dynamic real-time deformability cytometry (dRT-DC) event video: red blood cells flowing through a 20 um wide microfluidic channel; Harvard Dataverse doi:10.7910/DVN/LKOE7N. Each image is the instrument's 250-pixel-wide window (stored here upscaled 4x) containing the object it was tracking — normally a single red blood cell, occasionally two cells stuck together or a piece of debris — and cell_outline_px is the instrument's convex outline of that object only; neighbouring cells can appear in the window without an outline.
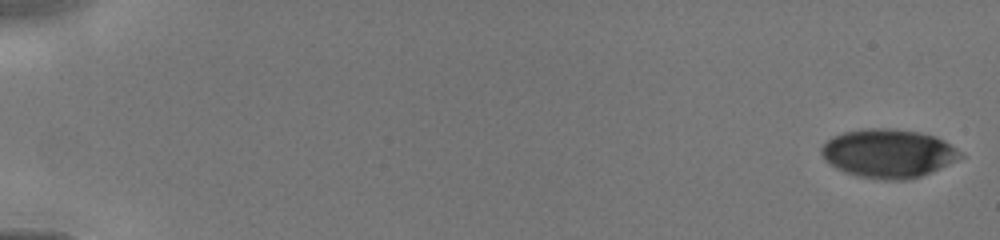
{"species": "human", "species_latin": "Homo sapiens", "temperature_condition": "cold", "stored_images_in_passage": 27, "camera_frame_rate_fps": 3000, "um_per_image_px": 0.085, "donor": {"sex": "male"}, "frame": {"image": 1, "passage_image": 1, "time_ms": 0.0, "image_size_px": [1000, 240], "cell_outline_px": [[964, 156], [932, 172], [920, 176], [904, 180], [884, 180], [856, 176], [844, 172], [836, 168], [820, 152], [820, 148], [832, 136], [844, 132], [864, 128], [888, 128], [920, 132], [936, 136], [944, 140], [964, 152]], "centroid_in_image_um": [75.54, 13.03], "position_along_channel_um": 9.5, "area_um2": 39.48}}
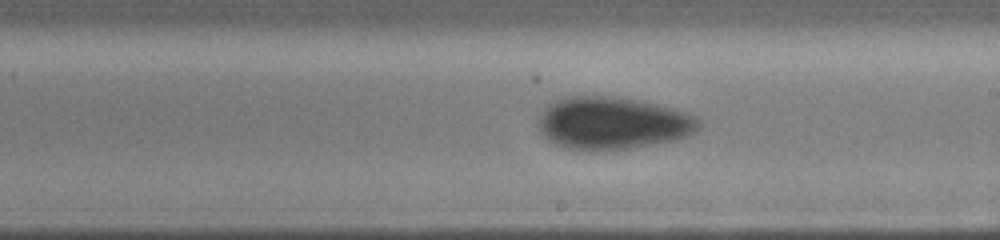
{"frame": {"image": 2, "passage_image": 14, "time_ms": 9.0, "image_size_px": [1000, 240], "cell_outline_px": [[700, 128], [688, 136], [672, 140], [628, 148], [564, 148], [548, 140], [540, 132], [536, 124], [544, 108], [548, 104], [556, 100], [568, 96], [620, 96], [640, 100], [672, 108], [696, 116], [700, 124]], "centroid_in_image_um": [52.04, 10.42], "position_along_channel_um": 237.0, "area_um2": 48.49}}
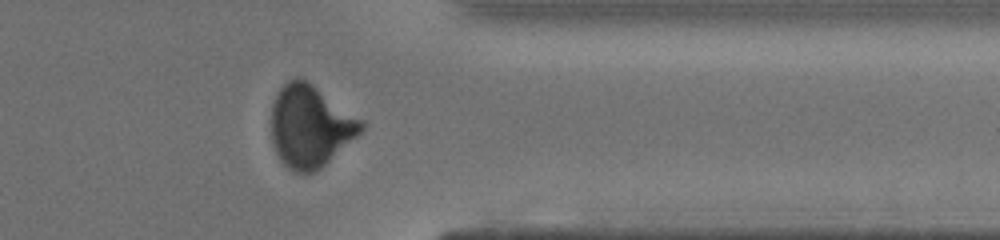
{"frame": {"image": 3, "passage_image": 24, "time_ms": 12.333, "image_size_px": [1000, 240], "cell_outline_px": [[364, 128], [356, 136], [320, 168], [312, 172], [292, 172], [280, 160], [272, 144], [272, 104], [280, 88], [288, 80], [296, 76], [312, 84], [364, 120]], "centroid_in_image_um": [26.35, 10.72], "position_along_channel_um": 385.0, "area_um2": 42.54}}